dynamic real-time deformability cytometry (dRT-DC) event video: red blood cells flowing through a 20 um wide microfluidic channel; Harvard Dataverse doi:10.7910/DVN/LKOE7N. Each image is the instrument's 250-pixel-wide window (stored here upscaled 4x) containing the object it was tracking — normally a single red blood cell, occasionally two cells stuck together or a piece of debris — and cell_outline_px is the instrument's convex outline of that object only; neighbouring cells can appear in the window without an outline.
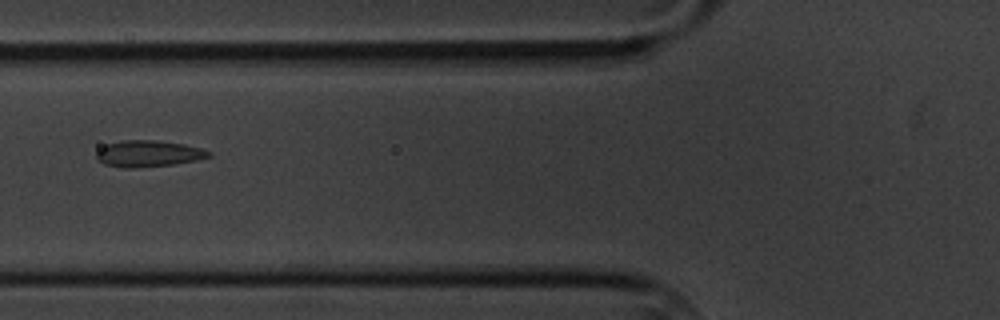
{"species": "common noctule bat (a hibernating species)", "species_latin": "Nyctalus noctula", "temperature_condition": "cold", "stored_images_in_passage": 5, "camera_frame_rate_fps": 3000, "um_per_image_px": 0.085, "animal": {"sex": "male", "body_mass_g": 20.1, "forearm_length_mm": 53.5}, "frame": {"image": 1, "passage_image": 5, "time_ms": 4.667, "image_size_px": [1000, 320], "cell_outline_px": [[212, 156], [196, 160], [172, 164], [132, 168], [124, 168], [104, 164], [96, 160], [96, 152], [100, 148], [108, 144], [120, 140], [156, 140], [184, 144], [200, 148], [212, 152]], "centroid_in_image_um": [12.59, 13.05], "position_along_channel_um": 113.2, "area_um2": 17.28}}